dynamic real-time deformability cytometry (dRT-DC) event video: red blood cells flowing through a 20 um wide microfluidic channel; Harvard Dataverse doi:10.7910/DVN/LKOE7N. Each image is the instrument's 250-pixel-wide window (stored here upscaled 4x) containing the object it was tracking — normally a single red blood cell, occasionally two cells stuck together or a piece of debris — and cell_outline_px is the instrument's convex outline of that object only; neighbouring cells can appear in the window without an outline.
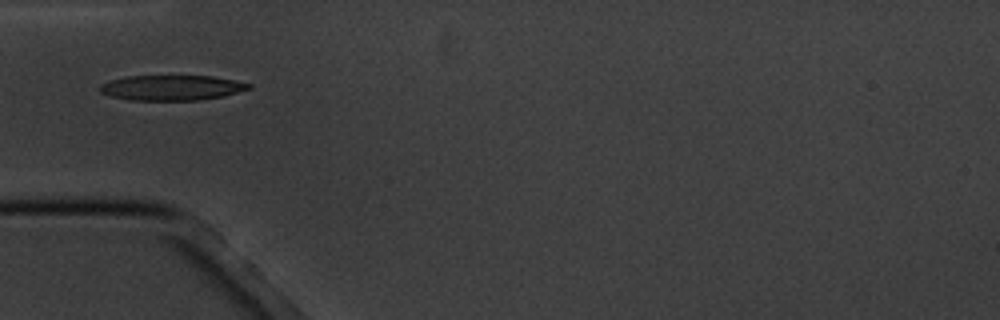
{"species": "common noctule bat (a hibernating species)", "species_latin": "Nyctalus noctula", "temperature_condition": "cold", "stored_images_in_passage": 12, "camera_frame_rate_fps": 3000, "um_per_image_px": 0.085, "animal": {"sex": "male", "body_mass_g": 20.1, "forearm_length_mm": 53.5}, "frame": {"image": 1, "passage_image": 1, "time_ms": 0.0, "image_size_px": [1000, 320], "cell_outline_px": [[252, 88], [220, 96], [196, 100], [128, 100], [108, 96], [100, 92], [96, 88], [100, 84], [108, 80], [128, 76], [212, 76], [252, 84]], "centroid_in_image_um": [14.48, 7.45], "position_along_channel_um": 70.5, "area_um2": 21.85}}
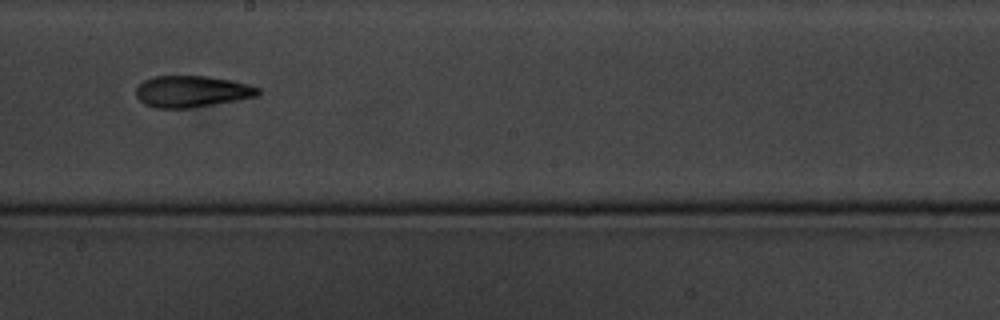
{"frame": {"image": 2, "passage_image": 5, "time_ms": 4.667, "image_size_px": [1000, 320], "cell_outline_px": [[260, 92], [256, 96], [236, 100], [192, 108], [156, 108], [144, 104], [136, 96], [136, 88], [144, 80], [156, 76], [208, 76], [248, 84], [260, 88]], "centroid_in_image_um": [16.28, 7.78], "position_along_channel_um": 231.9, "area_um2": 22.25}}
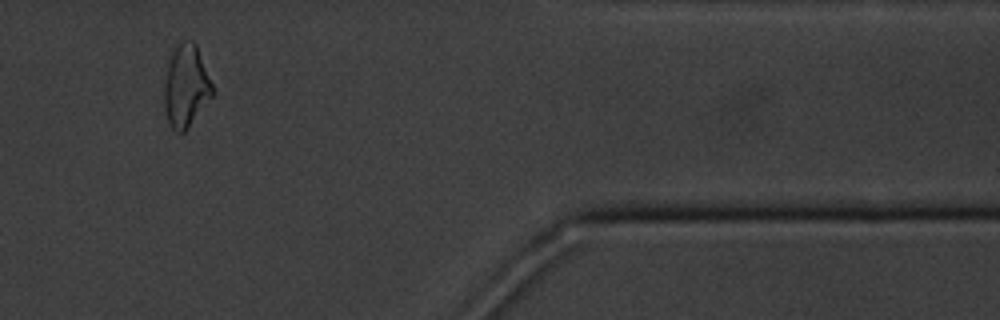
{"frame": {"image": 3, "passage_image": 10, "time_ms": 10.333, "image_size_px": [1000, 320], "cell_outline_px": [[216, 92], [184, 132], [176, 132], [172, 128], [168, 120], [164, 108], [164, 84], [168, 64], [176, 48], [180, 44], [192, 40], [196, 44]], "centroid_in_image_um": [15.83, 7.36], "position_along_channel_um": 395.6, "area_um2": 22.77}}